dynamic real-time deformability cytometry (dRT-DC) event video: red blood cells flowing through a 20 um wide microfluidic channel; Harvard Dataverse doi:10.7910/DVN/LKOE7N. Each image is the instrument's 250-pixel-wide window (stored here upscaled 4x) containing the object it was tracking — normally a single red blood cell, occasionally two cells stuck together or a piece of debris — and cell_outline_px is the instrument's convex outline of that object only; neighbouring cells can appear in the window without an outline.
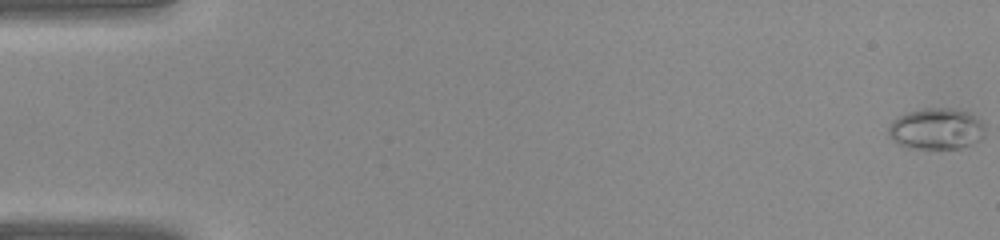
{"species": "common noctule bat (a hibernating species)", "species_latin": "Nyctalus noctula", "temperature_condition": "warm", "stored_images_in_passage": 10, "camera_frame_rate_fps": 3000, "um_per_image_px": 0.085, "animal": {"sex": "female", "body_mass_g": 22.0, "forearm_length_mm": 56.7}, "frame": {"image": 1, "passage_image": 1, "time_ms": 0.0, "image_size_px": [1000, 240], "cell_outline_px": [[984, 136], [980, 140], [972, 144], [960, 148], [908, 148], [892, 140], [888, 136], [888, 128], [892, 120], [908, 112], [924, 108], [952, 108], [968, 112], [980, 120], [984, 124]], "centroid_in_image_um": [79.59, 10.95], "position_along_channel_um": 5.4, "area_um2": 23.24}}